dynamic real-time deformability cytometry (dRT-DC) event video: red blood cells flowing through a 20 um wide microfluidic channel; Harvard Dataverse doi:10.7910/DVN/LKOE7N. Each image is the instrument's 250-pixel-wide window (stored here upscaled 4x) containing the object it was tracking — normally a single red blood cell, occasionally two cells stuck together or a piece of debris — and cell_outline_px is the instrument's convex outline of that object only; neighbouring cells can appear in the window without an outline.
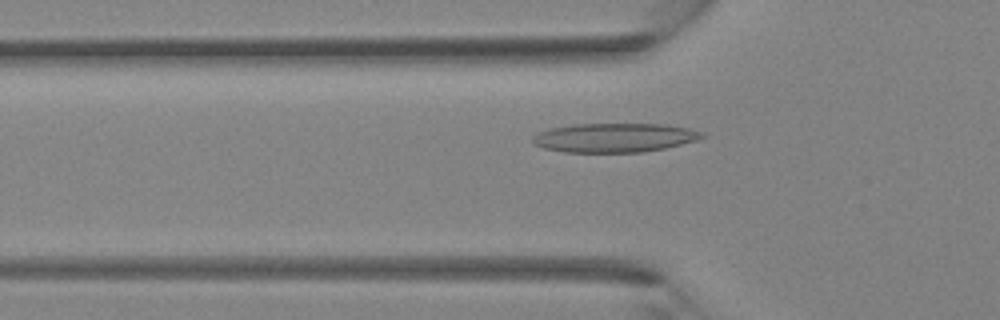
{"species": "Egyptian fruit bat (a non-hibernating species)", "species_latin": "Rousettus aegyptiacus", "temperature_condition": "room temperature", "stored_images_in_passage": 40, "camera_frame_rate_fps": 3000, "um_per_image_px": 0.085, "animal": {"sex": "female"}, "frame": {"image": 1, "passage_image": 13, "time_ms": 4.0, "image_size_px": [1000, 320], "cell_outline_px": [[708, 136], [696, 140], [664, 148], [644, 152], [564, 152], [544, 148], [532, 144], [532, 136], [540, 132], [552, 128], [572, 124], [664, 124], [688, 128], [700, 132]], "centroid_in_image_um": [52.2, 11.7], "position_along_channel_um": 73.6, "area_um2": 28.61}}
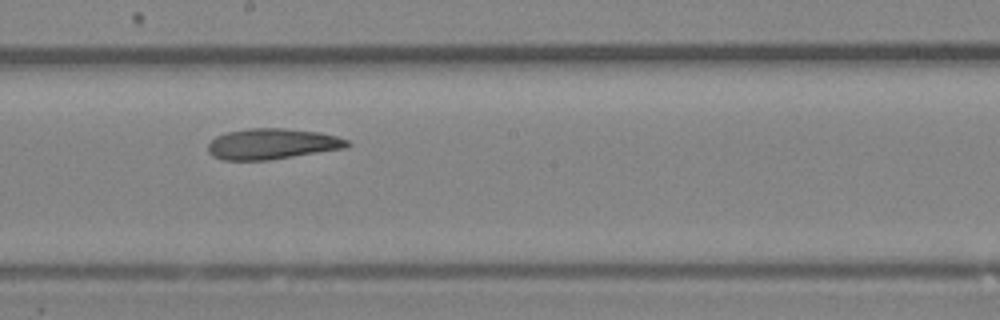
{"frame": {"image": 2, "passage_image": 22, "time_ms": 7.0, "image_size_px": [1000, 320], "cell_outline_px": [[352, 144], [348, 148], [268, 160], [224, 160], [212, 156], [208, 152], [208, 144], [216, 136], [228, 132], [248, 128], [284, 128], [320, 132], [336, 136], [348, 140]], "centroid_in_image_um": [23.16, 12.23], "position_along_channel_um": 225.0, "area_um2": 25.09}}
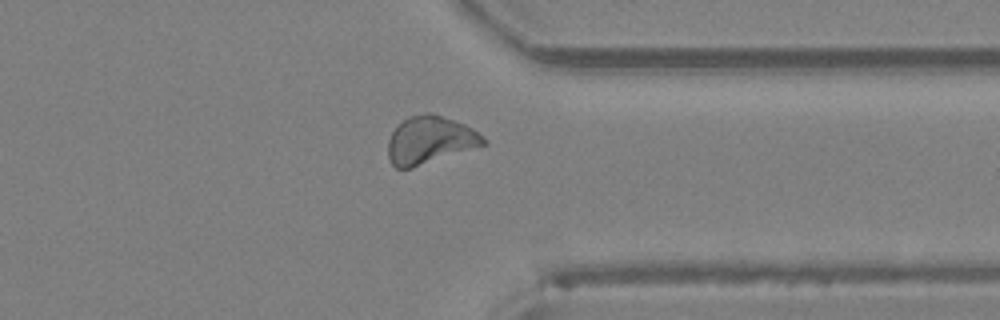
{"frame": {"image": 3, "passage_image": 31, "time_ms": 10.0, "image_size_px": [1000, 320], "cell_outline_px": [[488, 144], [412, 168], [396, 168], [392, 164], [388, 156], [388, 140], [392, 132], [408, 116], [424, 112], [432, 112], [464, 124], [472, 128], [488, 140]], "centroid_in_image_um": [36.56, 11.9], "position_along_channel_um": 374.8, "area_um2": 26.53}}